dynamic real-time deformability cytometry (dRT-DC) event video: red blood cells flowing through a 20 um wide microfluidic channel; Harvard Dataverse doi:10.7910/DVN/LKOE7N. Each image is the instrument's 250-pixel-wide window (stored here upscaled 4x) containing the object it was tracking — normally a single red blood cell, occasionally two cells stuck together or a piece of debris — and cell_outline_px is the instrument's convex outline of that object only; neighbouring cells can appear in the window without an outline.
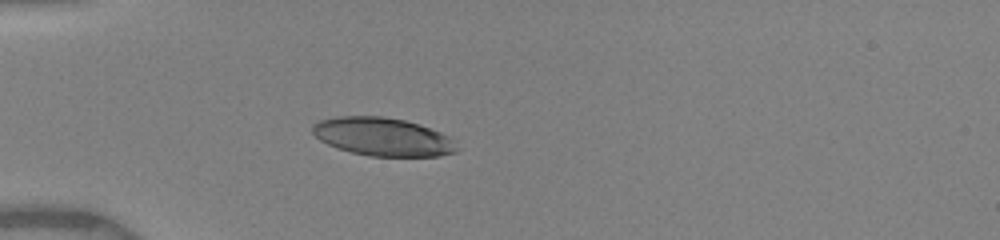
{"species": "human", "species_latin": "Homo sapiens", "temperature_condition": "warm", "stored_images_in_passage": 22, "camera_frame_rate_fps": 3000, "um_per_image_px": 0.085, "donor": {"sex": "female"}, "frame": {"image": 1, "passage_image": 10, "time_ms": 4.667, "image_size_px": [1000, 240], "cell_outline_px": [[460, 148], [456, 152], [440, 156], [368, 156], [336, 148], [320, 140], [312, 132], [312, 124], [316, 120], [336, 116], [380, 116], [404, 120], [420, 124], [452, 136]], "centroid_in_image_um": [32.56, 11.62], "position_along_channel_um": 52.4, "area_um2": 32.66}}
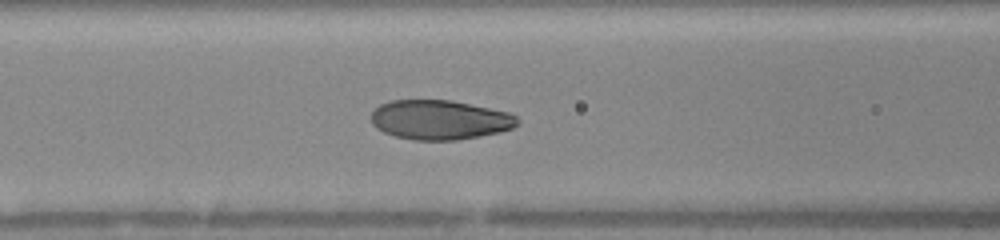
{"frame": {"image": 2, "passage_image": 14, "time_ms": 7.0, "image_size_px": [1000, 240], "cell_outline_px": [[520, 124], [512, 128], [500, 132], [480, 136], [456, 140], [416, 140], [396, 136], [384, 132], [376, 128], [372, 124], [372, 112], [380, 104], [392, 100], [452, 100], [508, 112], [516, 116], [520, 120]], "centroid_in_image_um": [37.4, 10.18], "position_along_channel_um": 129.2, "area_um2": 33.7}}
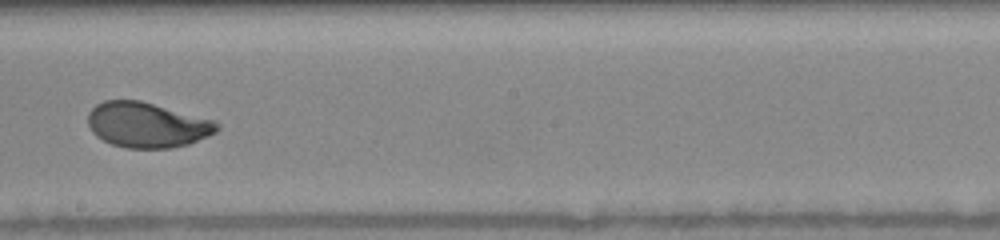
{"frame": {"image": 3, "passage_image": 18, "time_ms": 9.667, "image_size_px": [1000, 240], "cell_outline_px": [[220, 128], [216, 132], [208, 136], [188, 144], [172, 148], [128, 148], [112, 144], [96, 136], [92, 132], [88, 124], [88, 112], [96, 104], [104, 100], [140, 100], [216, 120], [220, 124]], "centroid_in_image_um": [12.52, 10.61], "position_along_channel_um": 235.7, "area_um2": 34.22}}